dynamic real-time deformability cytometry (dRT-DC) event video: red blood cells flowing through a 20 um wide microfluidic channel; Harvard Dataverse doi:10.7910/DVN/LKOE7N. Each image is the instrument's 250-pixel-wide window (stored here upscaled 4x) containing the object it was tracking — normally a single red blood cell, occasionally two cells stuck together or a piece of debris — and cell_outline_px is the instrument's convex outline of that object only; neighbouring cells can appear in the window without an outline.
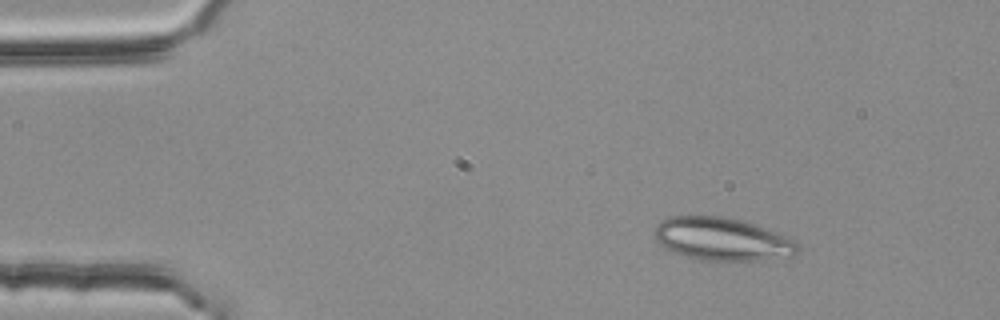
{"species": "common noctule bat (a hibernating species)", "species_latin": "Nyctalus noctula", "temperature_condition": "room temperature", "stored_images_in_passage": 46, "camera_frame_rate_fps": 3000, "um_per_image_px": 0.085, "animal": {"sex": "female", "body_mass_g": 25.1}, "frame": {"image": 1, "passage_image": 1, "time_ms": 0.0, "image_size_px": [1000, 320], "cell_outline_px": [[800, 252], [792, 256], [764, 260], [704, 260], [688, 256], [664, 248], [656, 240], [652, 232], [668, 216], [724, 216], [740, 220], [776, 232], [792, 240], [800, 248]], "centroid_in_image_um": [61.38, 20.32], "position_along_channel_um": 23.6, "area_um2": 35.37}}
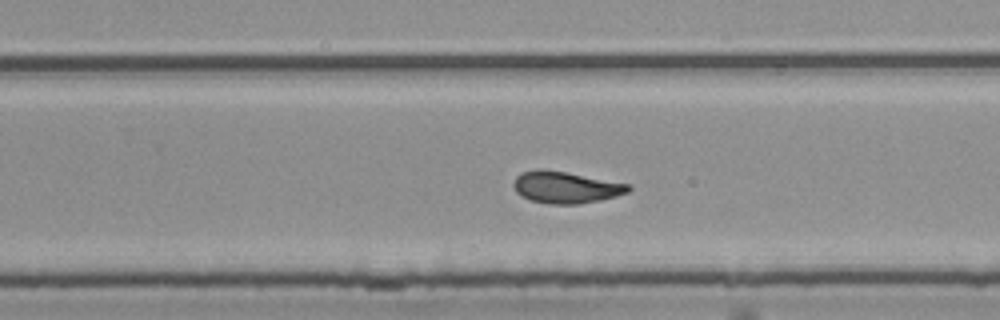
{"frame": {"image": 2, "passage_image": 28, "time_ms": 9.0, "image_size_px": [1000, 320], "cell_outline_px": [[632, 188], [628, 192], [616, 196], [600, 200], [580, 204], [548, 204], [532, 200], [516, 192], [512, 184], [516, 176], [520, 172], [540, 168], [564, 172], [632, 184]], "centroid_in_image_um": [48.1, 15.92], "position_along_channel_um": 281.7, "area_um2": 21.27}}
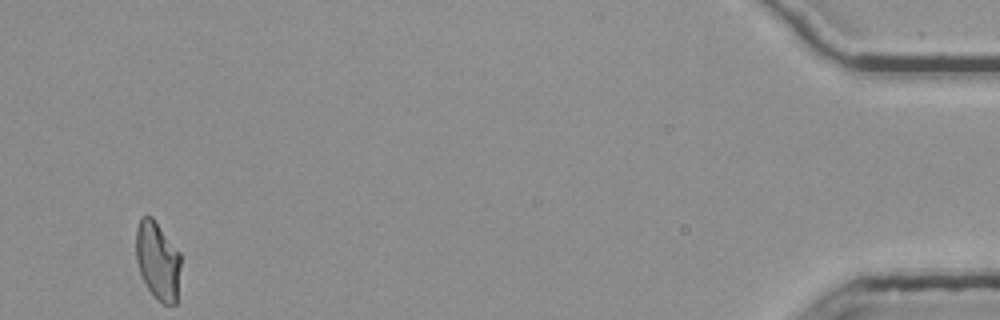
{"frame": {"image": 3, "passage_image": 46, "time_ms": 15.0, "image_size_px": [1000, 320], "cell_outline_px": [[180, 264], [176, 304], [164, 304], [148, 288], [140, 272], [136, 260], [136, 228], [140, 216], [152, 216], [180, 252]], "centroid_in_image_um": [13.4, 22.1], "position_along_channel_um": 421.8, "area_um2": 20.17}, "authors_computed_cell_mechanics": {"area_um2": 21.3571, "velocity_mm_per_s": 3.74, "shape_relaxation_time_tau1_ms": 5.0465, "shape_relaxation_time_tau2_ms": 2.1062, "deformation_change_tau1": 0.1798, "deformation_change_tau2": 0.0939}}